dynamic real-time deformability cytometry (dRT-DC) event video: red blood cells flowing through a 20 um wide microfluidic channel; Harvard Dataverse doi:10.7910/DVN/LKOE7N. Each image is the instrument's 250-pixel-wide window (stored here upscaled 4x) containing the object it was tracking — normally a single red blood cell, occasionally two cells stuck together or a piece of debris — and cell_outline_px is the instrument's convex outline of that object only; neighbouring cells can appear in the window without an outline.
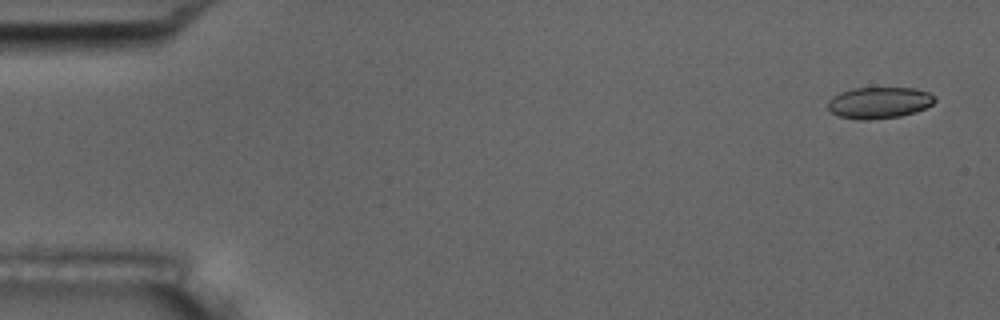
{"species": "common noctule bat (a hibernating species)", "species_latin": "Nyctalus noctula", "temperature_condition": "room temperature", "stored_images_in_passage": 5, "camera_frame_rate_fps": 3000, "um_per_image_px": 0.085, "animal": {"sex": "male", "body_mass_g": 17.5, "forearm_length_mm": 52.3}, "frame": {"image": 1, "passage_image": 1, "time_ms": 0.0, "image_size_px": [1000, 320], "cell_outline_px": [[936, 100], [932, 104], [916, 112], [900, 116], [868, 120], [856, 120], [840, 116], [832, 112], [828, 108], [828, 100], [832, 96], [840, 92], [852, 88], [916, 88], [928, 92], [936, 96]], "centroid_in_image_um": [74.73, 8.72], "position_along_channel_um": 10.3, "area_um2": 19.71}}